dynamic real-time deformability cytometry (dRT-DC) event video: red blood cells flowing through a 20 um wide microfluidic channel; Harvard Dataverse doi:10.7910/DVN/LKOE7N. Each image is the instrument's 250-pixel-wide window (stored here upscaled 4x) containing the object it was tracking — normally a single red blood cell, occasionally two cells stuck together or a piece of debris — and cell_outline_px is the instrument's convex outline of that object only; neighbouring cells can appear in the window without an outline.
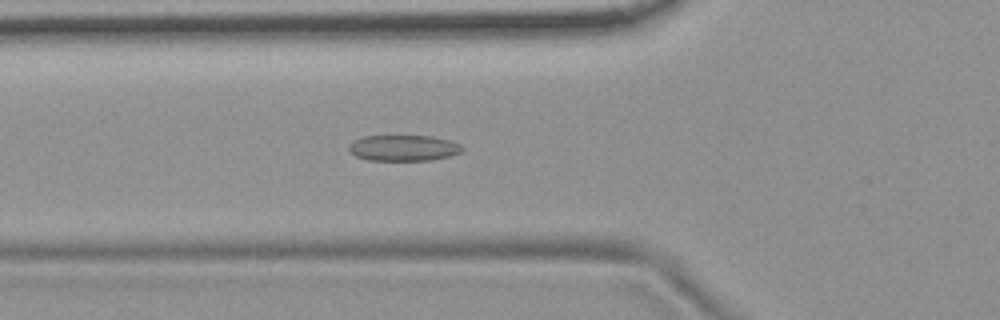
{"species": "common noctule bat (a hibernating species)", "species_latin": "Nyctalus noctula", "temperature_condition": "room temperature", "stored_images_in_passage": 56, "camera_frame_rate_fps": 3000, "um_per_image_px": 0.085, "animal": {"sex": "female", "body_mass_g": 19.9}, "frame": {"image": 1, "passage_image": 20, "time_ms": 6.333, "image_size_px": [1000, 320], "cell_outline_px": [[464, 148], [460, 152], [448, 156], [428, 160], [368, 160], [356, 156], [348, 148], [348, 144], [364, 136], [432, 136], [448, 140], [460, 144]], "centroid_in_image_um": [34.29, 12.57], "position_along_channel_um": 91.5, "area_um2": 16.88}}
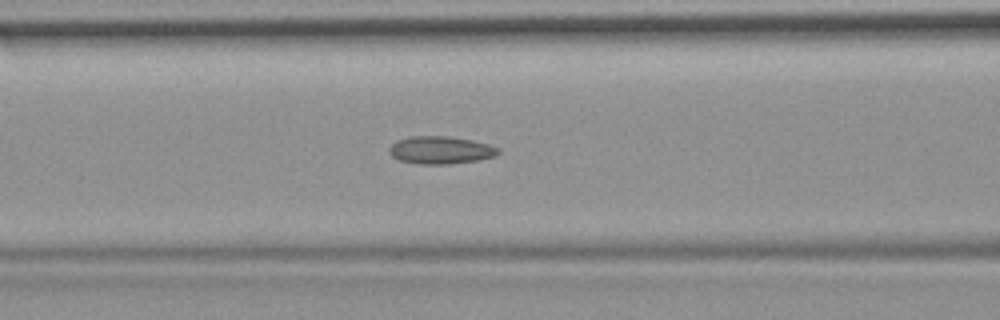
{"frame": {"image": 2, "passage_image": 23, "time_ms": 7.333, "image_size_px": [1000, 320], "cell_outline_px": [[500, 152], [496, 156], [476, 160], [448, 164], [420, 164], [400, 160], [392, 156], [388, 152], [388, 148], [396, 140], [408, 136], [448, 136], [472, 140], [488, 144], [500, 148]], "centroid_in_image_um": [37.44, 12.75], "position_along_channel_um": 129.2, "area_um2": 17.63}}
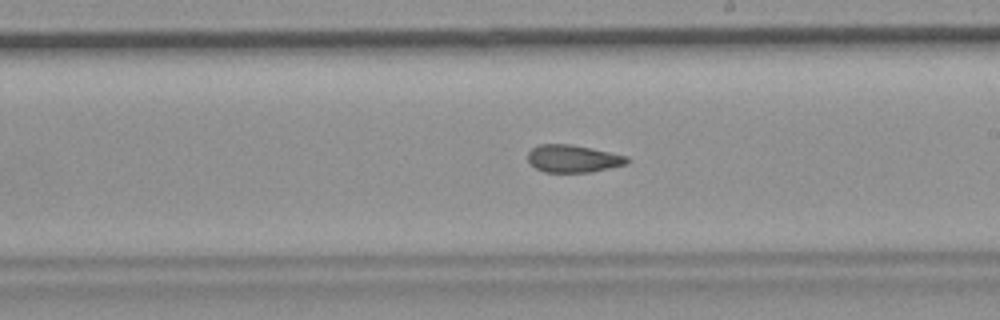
{"frame": {"image": 3, "passage_image": 32, "time_ms": 10.333, "image_size_px": [1000, 320], "cell_outline_px": [[632, 160], [624, 164], [592, 172], [544, 172], [536, 168], [528, 160], [528, 152], [532, 148], [540, 144], [572, 144], [592, 148], [628, 156]], "centroid_in_image_um": [48.72, 13.47], "position_along_channel_um": 240.3, "area_um2": 15.9}, "authors_computed_cell_mechanics": {"area_um2": 17.2533, "velocity_mm_per_s": 3.722, "shape_relaxation_time_tau1_ms": null, "shape_relaxation_time_tau2_ms": 1.7581, "deformation_change_tau1": null, "deformation_change_tau2": 0.0795}}